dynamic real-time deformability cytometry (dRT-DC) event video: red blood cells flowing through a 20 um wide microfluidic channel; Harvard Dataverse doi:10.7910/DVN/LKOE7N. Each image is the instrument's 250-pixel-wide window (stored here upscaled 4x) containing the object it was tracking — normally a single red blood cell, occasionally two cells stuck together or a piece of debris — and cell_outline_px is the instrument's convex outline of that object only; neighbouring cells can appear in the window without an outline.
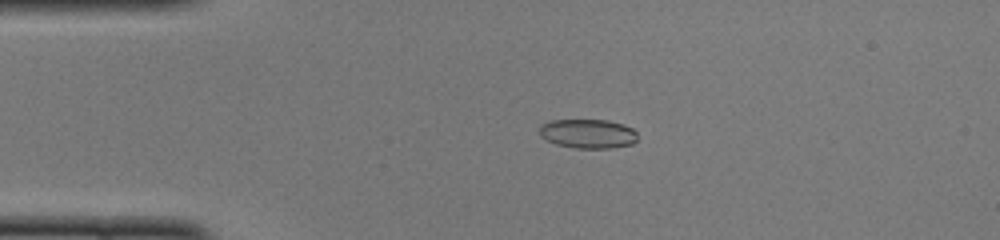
{"species": "common noctule bat (a hibernating species)", "species_latin": "Nyctalus noctula", "temperature_condition": "cold", "stored_images_in_passage": 50, "camera_frame_rate_fps": 3000, "um_per_image_px": 0.085, "animal": {"sex": "female", "body_mass_g": 22.0, "forearm_length_mm": 56.7}, "frame": {"image": 1, "passage_image": 11, "time_ms": 3.333, "image_size_px": [1000, 240], "cell_outline_px": [[636, 140], [632, 144], [612, 148], [576, 148], [556, 144], [540, 136], [540, 124], [552, 120], [608, 120], [624, 124], [632, 128], [636, 132]], "centroid_in_image_um": [49.98, 11.36], "position_along_channel_um": 35.0, "area_um2": 16.7}}
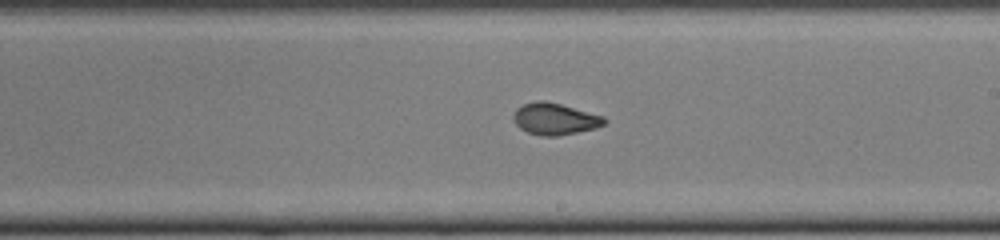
{"frame": {"image": 2, "passage_image": 29, "time_ms": 9.333, "image_size_px": [1000, 240], "cell_outline_px": [[608, 120], [604, 124], [596, 128], [556, 136], [540, 136], [528, 132], [520, 128], [516, 124], [512, 116], [516, 108], [524, 104], [536, 100], [544, 100], [560, 104], [604, 116]], "centroid_in_image_um": [47.15, 10.1], "position_along_channel_um": 241.8, "area_um2": 16.76}}
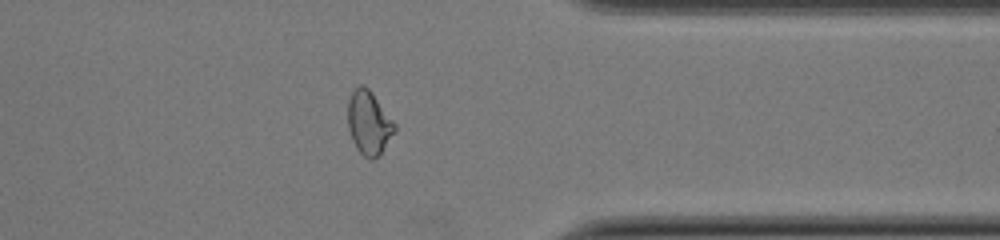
{"frame": {"image": 3, "passage_image": 40, "time_ms": 13.0, "image_size_px": [1000, 240], "cell_outline_px": [[396, 132], [380, 156], [372, 160], [364, 156], [356, 148], [352, 140], [348, 128], [348, 100], [352, 92], [360, 84], [364, 84], [372, 92], [396, 124]], "centroid_in_image_um": [31.37, 10.46], "position_along_channel_um": 380.0, "area_um2": 17.63}, "authors_computed_cell_mechanics": {"area_um2": 16.8487, "velocity_mm_per_s": 4.0136, "shape_relaxation_time_tau1_ms": null, "shape_relaxation_time_tau2_ms": 0.9861, "deformation_change_tau1": null, "deformation_change_tau2": 0.0459}}